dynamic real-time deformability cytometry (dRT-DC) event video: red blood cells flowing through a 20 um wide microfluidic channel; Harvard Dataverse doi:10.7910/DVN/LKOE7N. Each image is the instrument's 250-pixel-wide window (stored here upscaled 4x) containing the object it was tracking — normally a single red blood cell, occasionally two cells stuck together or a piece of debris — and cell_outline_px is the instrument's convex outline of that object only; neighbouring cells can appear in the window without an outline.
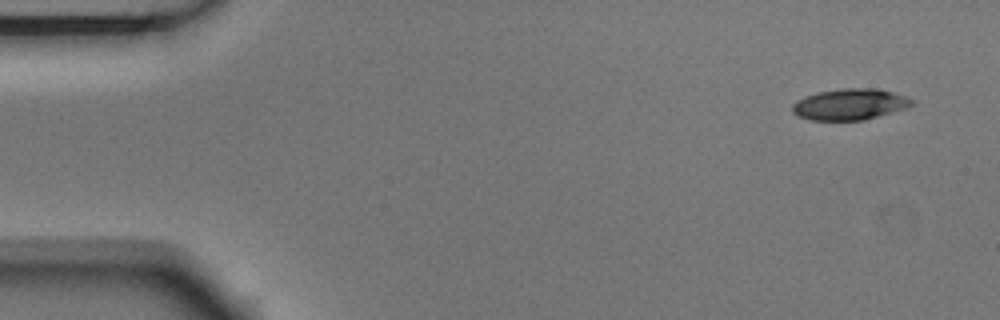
{"species": "Egyptian fruit bat (a non-hibernating species)", "species_latin": "Rousettus aegyptiacus", "temperature_condition": "room temperature", "stored_images_in_passage": 8, "camera_frame_rate_fps": 3000, "um_per_image_px": 0.085, "animal": {"sex": "male"}, "frame": {"image": 1, "passage_image": 1, "time_ms": 0.0, "image_size_px": [1000, 320], "cell_outline_px": [[916, 104], [908, 108], [864, 120], [808, 120], [796, 116], [792, 112], [792, 104], [796, 100], [820, 92], [840, 88], [876, 88], [892, 92], [916, 100]], "centroid_in_image_um": [72.27, 8.87], "position_along_channel_um": 12.7, "area_um2": 21.91}}
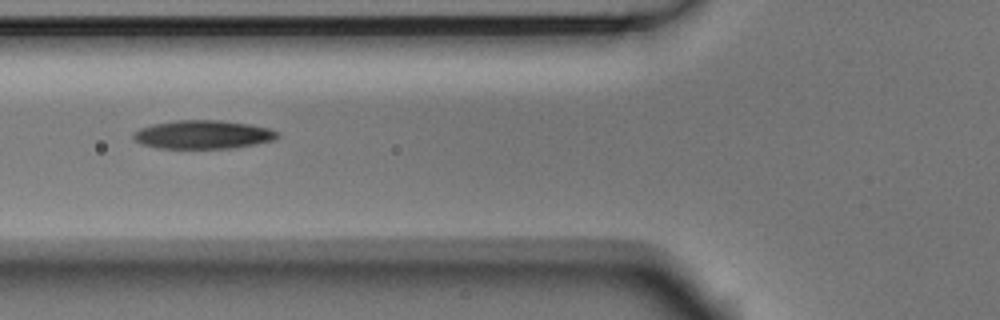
{"frame": {"image": 2, "passage_image": 6, "time_ms": 1.667, "image_size_px": [1000, 320], "cell_outline_px": [[280, 136], [276, 140], [236, 148], [160, 148], [144, 144], [136, 140], [132, 136], [140, 128], [152, 124], [176, 120], [220, 120], [248, 124], [268, 128], [276, 132]], "centroid_in_image_um": [17.3, 11.44], "position_along_channel_um": 108.5, "area_um2": 23.81}}
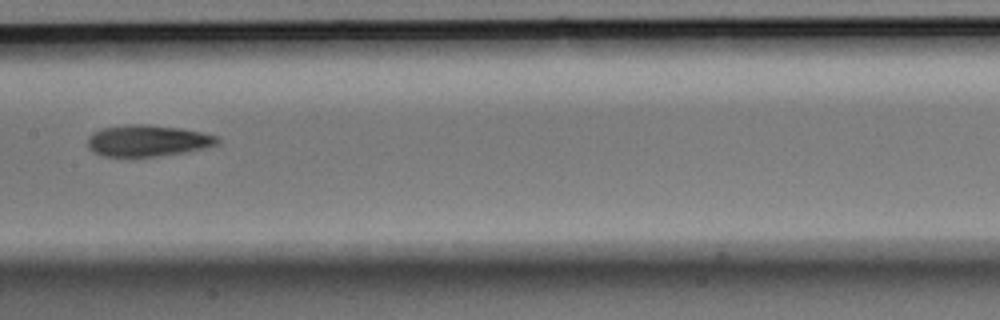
{"frame": {"image": 3, "passage_image": 8, "time_ms": 2.333, "image_size_px": [1000, 320], "cell_outline_px": [[220, 140], [216, 144], [204, 148], [184, 152], [156, 156], [100, 156], [92, 152], [88, 148], [88, 136], [100, 128], [132, 124], [144, 124], [180, 128], [200, 132], [216, 136]], "centroid_in_image_um": [12.49, 11.96], "position_along_channel_um": 194.9, "area_um2": 23.58}}